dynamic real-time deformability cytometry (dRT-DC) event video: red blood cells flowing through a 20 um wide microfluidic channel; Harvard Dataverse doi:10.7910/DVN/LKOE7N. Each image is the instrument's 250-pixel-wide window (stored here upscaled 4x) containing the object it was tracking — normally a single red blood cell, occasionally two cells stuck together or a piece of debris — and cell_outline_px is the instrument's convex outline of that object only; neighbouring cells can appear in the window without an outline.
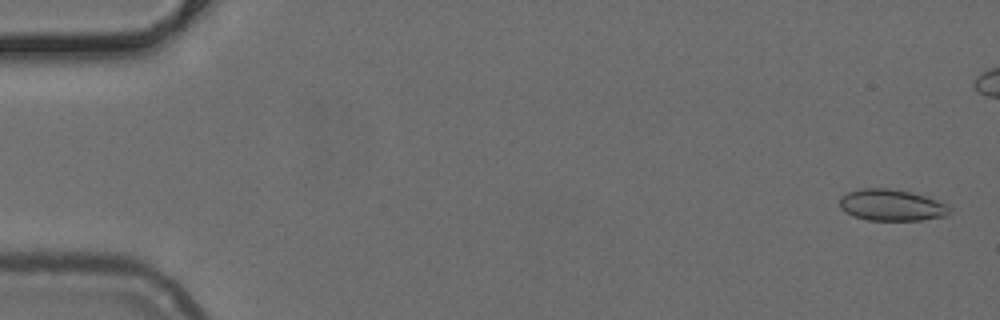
{"species": "common noctule bat (a hibernating species)", "species_latin": "Nyctalus noctula", "temperature_condition": "cold", "stored_images_in_passage": 45, "camera_frame_rate_fps": 3000, "um_per_image_px": 0.085, "animal": {"sex": "female", "body_mass_g": 24.6, "forearm_length_mm": 56.2}, "frame": {"image": 1, "passage_image": 2, "time_ms": 0.333, "image_size_px": [1000, 320], "cell_outline_px": [[952, 208], [948, 216], [920, 220], [868, 220], [852, 216], [840, 208], [840, 196], [848, 192], [864, 188], [888, 188], [912, 192], [948, 204]], "centroid_in_image_um": [75.8, 17.44], "position_along_channel_um": 9.2, "area_um2": 20.29}}
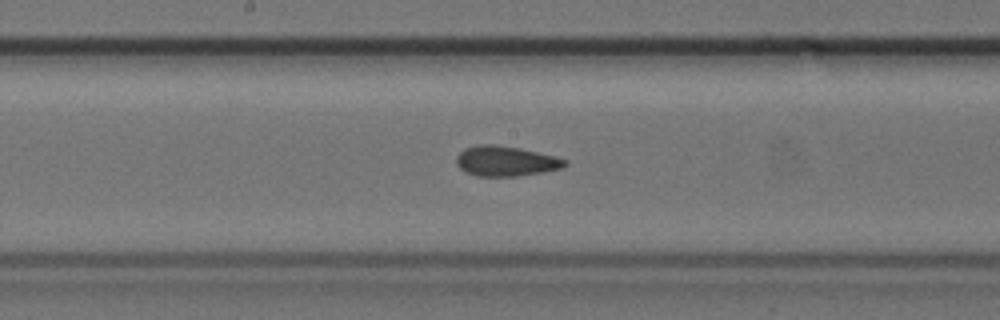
{"frame": {"image": 2, "passage_image": 27, "time_ms": 8.667, "image_size_px": [1000, 320], "cell_outline_px": [[568, 164], [564, 168], [544, 172], [516, 176], [476, 176], [464, 172], [456, 164], [456, 156], [464, 148], [476, 144], [496, 144], [520, 148], [556, 156], [568, 160]], "centroid_in_image_um": [43.0, 13.69], "position_along_channel_um": 205.2, "area_um2": 19.42}}
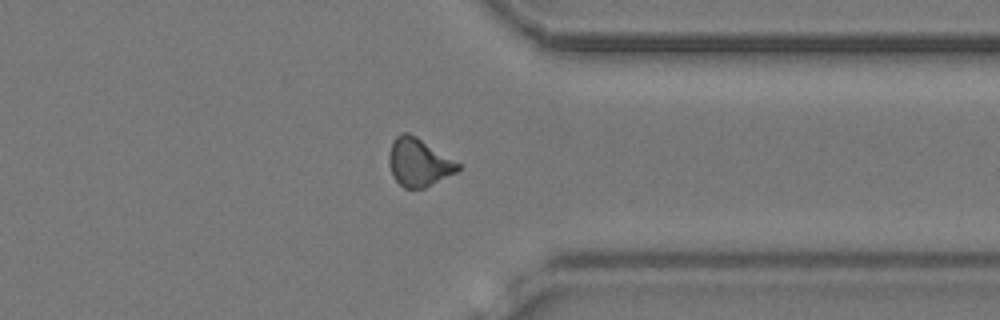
{"frame": {"image": 3, "passage_image": 40, "time_ms": 13.0, "image_size_px": [1000, 320], "cell_outline_px": [[460, 168], [456, 172], [424, 188], [404, 188], [396, 180], [388, 164], [388, 156], [392, 140], [400, 132], [408, 132], [416, 136], [460, 164]], "centroid_in_image_um": [35.55, 13.78], "position_along_channel_um": 375.9, "area_um2": 19.07}}